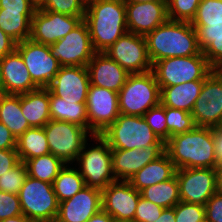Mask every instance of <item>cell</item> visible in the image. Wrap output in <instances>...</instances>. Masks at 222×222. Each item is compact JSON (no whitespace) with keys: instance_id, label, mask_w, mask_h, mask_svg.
Wrapping results in <instances>:
<instances>
[{"instance_id":"obj_24","label":"cell","mask_w":222,"mask_h":222,"mask_svg":"<svg viewBox=\"0 0 222 222\" xmlns=\"http://www.w3.org/2000/svg\"><path fill=\"white\" fill-rule=\"evenodd\" d=\"M20 105L23 116L31 127H44L51 120L47 88L20 94Z\"/></svg>"},{"instance_id":"obj_21","label":"cell","mask_w":222,"mask_h":222,"mask_svg":"<svg viewBox=\"0 0 222 222\" xmlns=\"http://www.w3.org/2000/svg\"><path fill=\"white\" fill-rule=\"evenodd\" d=\"M165 152V145H151L141 149H112L113 173L116 180L128 181L148 163Z\"/></svg>"},{"instance_id":"obj_37","label":"cell","mask_w":222,"mask_h":222,"mask_svg":"<svg viewBox=\"0 0 222 222\" xmlns=\"http://www.w3.org/2000/svg\"><path fill=\"white\" fill-rule=\"evenodd\" d=\"M201 0H168V19L173 21L192 22Z\"/></svg>"},{"instance_id":"obj_56","label":"cell","mask_w":222,"mask_h":222,"mask_svg":"<svg viewBox=\"0 0 222 222\" xmlns=\"http://www.w3.org/2000/svg\"><path fill=\"white\" fill-rule=\"evenodd\" d=\"M0 94H3L2 58H0Z\"/></svg>"},{"instance_id":"obj_29","label":"cell","mask_w":222,"mask_h":222,"mask_svg":"<svg viewBox=\"0 0 222 222\" xmlns=\"http://www.w3.org/2000/svg\"><path fill=\"white\" fill-rule=\"evenodd\" d=\"M35 11H5L0 9V29L17 43L30 39L31 19Z\"/></svg>"},{"instance_id":"obj_15","label":"cell","mask_w":222,"mask_h":222,"mask_svg":"<svg viewBox=\"0 0 222 222\" xmlns=\"http://www.w3.org/2000/svg\"><path fill=\"white\" fill-rule=\"evenodd\" d=\"M88 131L101 134L120 115L118 93L89 85L87 95Z\"/></svg>"},{"instance_id":"obj_28","label":"cell","mask_w":222,"mask_h":222,"mask_svg":"<svg viewBox=\"0 0 222 222\" xmlns=\"http://www.w3.org/2000/svg\"><path fill=\"white\" fill-rule=\"evenodd\" d=\"M50 116L52 120L77 124L88 130L86 103L65 101L49 91Z\"/></svg>"},{"instance_id":"obj_18","label":"cell","mask_w":222,"mask_h":222,"mask_svg":"<svg viewBox=\"0 0 222 222\" xmlns=\"http://www.w3.org/2000/svg\"><path fill=\"white\" fill-rule=\"evenodd\" d=\"M90 85L85 66H61L47 89L65 101L86 103Z\"/></svg>"},{"instance_id":"obj_33","label":"cell","mask_w":222,"mask_h":222,"mask_svg":"<svg viewBox=\"0 0 222 222\" xmlns=\"http://www.w3.org/2000/svg\"><path fill=\"white\" fill-rule=\"evenodd\" d=\"M28 176L53 184L54 179L66 165L61 159L49 153L31 158L25 162Z\"/></svg>"},{"instance_id":"obj_34","label":"cell","mask_w":222,"mask_h":222,"mask_svg":"<svg viewBox=\"0 0 222 222\" xmlns=\"http://www.w3.org/2000/svg\"><path fill=\"white\" fill-rule=\"evenodd\" d=\"M167 140L176 135L192 130L196 125L191 113L182 110L165 107Z\"/></svg>"},{"instance_id":"obj_25","label":"cell","mask_w":222,"mask_h":222,"mask_svg":"<svg viewBox=\"0 0 222 222\" xmlns=\"http://www.w3.org/2000/svg\"><path fill=\"white\" fill-rule=\"evenodd\" d=\"M176 170L174 163L170 160L168 154L164 152L156 160L141 168L128 181L140 192L145 187L173 178Z\"/></svg>"},{"instance_id":"obj_22","label":"cell","mask_w":222,"mask_h":222,"mask_svg":"<svg viewBox=\"0 0 222 222\" xmlns=\"http://www.w3.org/2000/svg\"><path fill=\"white\" fill-rule=\"evenodd\" d=\"M90 84L119 92L129 73L104 52H96L87 65Z\"/></svg>"},{"instance_id":"obj_19","label":"cell","mask_w":222,"mask_h":222,"mask_svg":"<svg viewBox=\"0 0 222 222\" xmlns=\"http://www.w3.org/2000/svg\"><path fill=\"white\" fill-rule=\"evenodd\" d=\"M102 209V190L85 186L59 203L56 222H87Z\"/></svg>"},{"instance_id":"obj_8","label":"cell","mask_w":222,"mask_h":222,"mask_svg":"<svg viewBox=\"0 0 222 222\" xmlns=\"http://www.w3.org/2000/svg\"><path fill=\"white\" fill-rule=\"evenodd\" d=\"M22 213L29 220L53 222L59 202L53 184L28 176L18 193Z\"/></svg>"},{"instance_id":"obj_4","label":"cell","mask_w":222,"mask_h":222,"mask_svg":"<svg viewBox=\"0 0 222 222\" xmlns=\"http://www.w3.org/2000/svg\"><path fill=\"white\" fill-rule=\"evenodd\" d=\"M92 141L94 143H88ZM73 165L79 170L86 186L103 190L116 181L113 173L112 149L100 134H93L85 142Z\"/></svg>"},{"instance_id":"obj_52","label":"cell","mask_w":222,"mask_h":222,"mask_svg":"<svg viewBox=\"0 0 222 222\" xmlns=\"http://www.w3.org/2000/svg\"><path fill=\"white\" fill-rule=\"evenodd\" d=\"M113 218L101 209L98 213L94 214L87 222H112Z\"/></svg>"},{"instance_id":"obj_40","label":"cell","mask_w":222,"mask_h":222,"mask_svg":"<svg viewBox=\"0 0 222 222\" xmlns=\"http://www.w3.org/2000/svg\"><path fill=\"white\" fill-rule=\"evenodd\" d=\"M142 117L156 136L165 143L167 141L165 106L160 103L149 109Z\"/></svg>"},{"instance_id":"obj_2","label":"cell","mask_w":222,"mask_h":222,"mask_svg":"<svg viewBox=\"0 0 222 222\" xmlns=\"http://www.w3.org/2000/svg\"><path fill=\"white\" fill-rule=\"evenodd\" d=\"M144 37L152 65L166 58L203 55L191 22L168 19Z\"/></svg>"},{"instance_id":"obj_17","label":"cell","mask_w":222,"mask_h":222,"mask_svg":"<svg viewBox=\"0 0 222 222\" xmlns=\"http://www.w3.org/2000/svg\"><path fill=\"white\" fill-rule=\"evenodd\" d=\"M140 197L129 181L116 180L102 190V209L113 219L133 222Z\"/></svg>"},{"instance_id":"obj_12","label":"cell","mask_w":222,"mask_h":222,"mask_svg":"<svg viewBox=\"0 0 222 222\" xmlns=\"http://www.w3.org/2000/svg\"><path fill=\"white\" fill-rule=\"evenodd\" d=\"M16 50L20 53L32 81L39 88H47L61 68L50 51V46L26 39L18 42Z\"/></svg>"},{"instance_id":"obj_23","label":"cell","mask_w":222,"mask_h":222,"mask_svg":"<svg viewBox=\"0 0 222 222\" xmlns=\"http://www.w3.org/2000/svg\"><path fill=\"white\" fill-rule=\"evenodd\" d=\"M2 79L4 94L20 95L39 89L16 49L2 58Z\"/></svg>"},{"instance_id":"obj_49","label":"cell","mask_w":222,"mask_h":222,"mask_svg":"<svg viewBox=\"0 0 222 222\" xmlns=\"http://www.w3.org/2000/svg\"><path fill=\"white\" fill-rule=\"evenodd\" d=\"M197 35H222V24L218 25H192Z\"/></svg>"},{"instance_id":"obj_59","label":"cell","mask_w":222,"mask_h":222,"mask_svg":"<svg viewBox=\"0 0 222 222\" xmlns=\"http://www.w3.org/2000/svg\"><path fill=\"white\" fill-rule=\"evenodd\" d=\"M27 222H45V221H41V220H28Z\"/></svg>"},{"instance_id":"obj_39","label":"cell","mask_w":222,"mask_h":222,"mask_svg":"<svg viewBox=\"0 0 222 222\" xmlns=\"http://www.w3.org/2000/svg\"><path fill=\"white\" fill-rule=\"evenodd\" d=\"M85 0H46L39 8L69 16H85Z\"/></svg>"},{"instance_id":"obj_46","label":"cell","mask_w":222,"mask_h":222,"mask_svg":"<svg viewBox=\"0 0 222 222\" xmlns=\"http://www.w3.org/2000/svg\"><path fill=\"white\" fill-rule=\"evenodd\" d=\"M32 0H0V9L5 11H36Z\"/></svg>"},{"instance_id":"obj_13","label":"cell","mask_w":222,"mask_h":222,"mask_svg":"<svg viewBox=\"0 0 222 222\" xmlns=\"http://www.w3.org/2000/svg\"><path fill=\"white\" fill-rule=\"evenodd\" d=\"M104 53L116 61L129 74L144 73L152 70L146 39L143 35L126 32Z\"/></svg>"},{"instance_id":"obj_50","label":"cell","mask_w":222,"mask_h":222,"mask_svg":"<svg viewBox=\"0 0 222 222\" xmlns=\"http://www.w3.org/2000/svg\"><path fill=\"white\" fill-rule=\"evenodd\" d=\"M214 142L217 165H222V128L214 129Z\"/></svg>"},{"instance_id":"obj_51","label":"cell","mask_w":222,"mask_h":222,"mask_svg":"<svg viewBox=\"0 0 222 222\" xmlns=\"http://www.w3.org/2000/svg\"><path fill=\"white\" fill-rule=\"evenodd\" d=\"M175 206L172 208H164L161 215L154 222H175Z\"/></svg>"},{"instance_id":"obj_26","label":"cell","mask_w":222,"mask_h":222,"mask_svg":"<svg viewBox=\"0 0 222 222\" xmlns=\"http://www.w3.org/2000/svg\"><path fill=\"white\" fill-rule=\"evenodd\" d=\"M203 83L204 80H193L174 86L160 87V103L165 107L182 109L191 113Z\"/></svg>"},{"instance_id":"obj_45","label":"cell","mask_w":222,"mask_h":222,"mask_svg":"<svg viewBox=\"0 0 222 222\" xmlns=\"http://www.w3.org/2000/svg\"><path fill=\"white\" fill-rule=\"evenodd\" d=\"M20 162L17 149H0V176Z\"/></svg>"},{"instance_id":"obj_16","label":"cell","mask_w":222,"mask_h":222,"mask_svg":"<svg viewBox=\"0 0 222 222\" xmlns=\"http://www.w3.org/2000/svg\"><path fill=\"white\" fill-rule=\"evenodd\" d=\"M180 201L205 206L217 192L215 168H180L176 170Z\"/></svg>"},{"instance_id":"obj_38","label":"cell","mask_w":222,"mask_h":222,"mask_svg":"<svg viewBox=\"0 0 222 222\" xmlns=\"http://www.w3.org/2000/svg\"><path fill=\"white\" fill-rule=\"evenodd\" d=\"M27 177L26 164L20 161L16 166L0 176V191L18 195Z\"/></svg>"},{"instance_id":"obj_9","label":"cell","mask_w":222,"mask_h":222,"mask_svg":"<svg viewBox=\"0 0 222 222\" xmlns=\"http://www.w3.org/2000/svg\"><path fill=\"white\" fill-rule=\"evenodd\" d=\"M44 131L50 153L65 164L76 162L85 142L92 136L86 128L77 124L52 119L44 126Z\"/></svg>"},{"instance_id":"obj_36","label":"cell","mask_w":222,"mask_h":222,"mask_svg":"<svg viewBox=\"0 0 222 222\" xmlns=\"http://www.w3.org/2000/svg\"><path fill=\"white\" fill-rule=\"evenodd\" d=\"M192 25L222 24V0H201Z\"/></svg>"},{"instance_id":"obj_48","label":"cell","mask_w":222,"mask_h":222,"mask_svg":"<svg viewBox=\"0 0 222 222\" xmlns=\"http://www.w3.org/2000/svg\"><path fill=\"white\" fill-rule=\"evenodd\" d=\"M17 42L0 29V58L13 52Z\"/></svg>"},{"instance_id":"obj_30","label":"cell","mask_w":222,"mask_h":222,"mask_svg":"<svg viewBox=\"0 0 222 222\" xmlns=\"http://www.w3.org/2000/svg\"><path fill=\"white\" fill-rule=\"evenodd\" d=\"M17 153L20 161L50 153L44 127H31L17 139Z\"/></svg>"},{"instance_id":"obj_11","label":"cell","mask_w":222,"mask_h":222,"mask_svg":"<svg viewBox=\"0 0 222 222\" xmlns=\"http://www.w3.org/2000/svg\"><path fill=\"white\" fill-rule=\"evenodd\" d=\"M52 56L61 66H85L95 55L88 25L83 20L62 39L50 45Z\"/></svg>"},{"instance_id":"obj_47","label":"cell","mask_w":222,"mask_h":222,"mask_svg":"<svg viewBox=\"0 0 222 222\" xmlns=\"http://www.w3.org/2000/svg\"><path fill=\"white\" fill-rule=\"evenodd\" d=\"M17 139L11 131L0 122V149H16Z\"/></svg>"},{"instance_id":"obj_6","label":"cell","mask_w":222,"mask_h":222,"mask_svg":"<svg viewBox=\"0 0 222 222\" xmlns=\"http://www.w3.org/2000/svg\"><path fill=\"white\" fill-rule=\"evenodd\" d=\"M111 149H141L151 145H165L142 116L120 114L119 117L100 134Z\"/></svg>"},{"instance_id":"obj_53","label":"cell","mask_w":222,"mask_h":222,"mask_svg":"<svg viewBox=\"0 0 222 222\" xmlns=\"http://www.w3.org/2000/svg\"><path fill=\"white\" fill-rule=\"evenodd\" d=\"M216 170V181H217V192L222 194V165H217Z\"/></svg>"},{"instance_id":"obj_3","label":"cell","mask_w":222,"mask_h":222,"mask_svg":"<svg viewBox=\"0 0 222 222\" xmlns=\"http://www.w3.org/2000/svg\"><path fill=\"white\" fill-rule=\"evenodd\" d=\"M84 20L96 52H104L128 32L124 0H90Z\"/></svg>"},{"instance_id":"obj_42","label":"cell","mask_w":222,"mask_h":222,"mask_svg":"<svg viewBox=\"0 0 222 222\" xmlns=\"http://www.w3.org/2000/svg\"><path fill=\"white\" fill-rule=\"evenodd\" d=\"M163 207L144 199L139 198L133 222H154L163 211Z\"/></svg>"},{"instance_id":"obj_5","label":"cell","mask_w":222,"mask_h":222,"mask_svg":"<svg viewBox=\"0 0 222 222\" xmlns=\"http://www.w3.org/2000/svg\"><path fill=\"white\" fill-rule=\"evenodd\" d=\"M161 89L153 71L129 74L118 92L119 111L123 115L143 116L160 104Z\"/></svg>"},{"instance_id":"obj_54","label":"cell","mask_w":222,"mask_h":222,"mask_svg":"<svg viewBox=\"0 0 222 222\" xmlns=\"http://www.w3.org/2000/svg\"><path fill=\"white\" fill-rule=\"evenodd\" d=\"M28 220L29 219L24 214H21V215L7 218V219L2 220L0 222H27Z\"/></svg>"},{"instance_id":"obj_35","label":"cell","mask_w":222,"mask_h":222,"mask_svg":"<svg viewBox=\"0 0 222 222\" xmlns=\"http://www.w3.org/2000/svg\"><path fill=\"white\" fill-rule=\"evenodd\" d=\"M198 45L213 69H222V35H197Z\"/></svg>"},{"instance_id":"obj_41","label":"cell","mask_w":222,"mask_h":222,"mask_svg":"<svg viewBox=\"0 0 222 222\" xmlns=\"http://www.w3.org/2000/svg\"><path fill=\"white\" fill-rule=\"evenodd\" d=\"M175 222H202L205 220L203 205L180 201L175 205Z\"/></svg>"},{"instance_id":"obj_32","label":"cell","mask_w":222,"mask_h":222,"mask_svg":"<svg viewBox=\"0 0 222 222\" xmlns=\"http://www.w3.org/2000/svg\"><path fill=\"white\" fill-rule=\"evenodd\" d=\"M85 186L83 177L73 164H66L53 182L54 193L59 203L70 199Z\"/></svg>"},{"instance_id":"obj_7","label":"cell","mask_w":222,"mask_h":222,"mask_svg":"<svg viewBox=\"0 0 222 222\" xmlns=\"http://www.w3.org/2000/svg\"><path fill=\"white\" fill-rule=\"evenodd\" d=\"M213 70L204 55L166 58L152 65V71L160 87L205 80Z\"/></svg>"},{"instance_id":"obj_55","label":"cell","mask_w":222,"mask_h":222,"mask_svg":"<svg viewBox=\"0 0 222 222\" xmlns=\"http://www.w3.org/2000/svg\"><path fill=\"white\" fill-rule=\"evenodd\" d=\"M168 0H124V2L143 3V2H167Z\"/></svg>"},{"instance_id":"obj_58","label":"cell","mask_w":222,"mask_h":222,"mask_svg":"<svg viewBox=\"0 0 222 222\" xmlns=\"http://www.w3.org/2000/svg\"><path fill=\"white\" fill-rule=\"evenodd\" d=\"M112 222H132V221H124V220H116V219H113Z\"/></svg>"},{"instance_id":"obj_31","label":"cell","mask_w":222,"mask_h":222,"mask_svg":"<svg viewBox=\"0 0 222 222\" xmlns=\"http://www.w3.org/2000/svg\"><path fill=\"white\" fill-rule=\"evenodd\" d=\"M141 196L163 208H172L180 202L179 183L176 175L166 181L145 187Z\"/></svg>"},{"instance_id":"obj_43","label":"cell","mask_w":222,"mask_h":222,"mask_svg":"<svg viewBox=\"0 0 222 222\" xmlns=\"http://www.w3.org/2000/svg\"><path fill=\"white\" fill-rule=\"evenodd\" d=\"M21 214L18 195L0 191V221Z\"/></svg>"},{"instance_id":"obj_27","label":"cell","mask_w":222,"mask_h":222,"mask_svg":"<svg viewBox=\"0 0 222 222\" xmlns=\"http://www.w3.org/2000/svg\"><path fill=\"white\" fill-rule=\"evenodd\" d=\"M0 122L11 131L16 139L31 128L23 116L20 95L0 94Z\"/></svg>"},{"instance_id":"obj_1","label":"cell","mask_w":222,"mask_h":222,"mask_svg":"<svg viewBox=\"0 0 222 222\" xmlns=\"http://www.w3.org/2000/svg\"><path fill=\"white\" fill-rule=\"evenodd\" d=\"M165 152L180 168H215L214 129L195 126L192 130L170 137L165 142Z\"/></svg>"},{"instance_id":"obj_57","label":"cell","mask_w":222,"mask_h":222,"mask_svg":"<svg viewBox=\"0 0 222 222\" xmlns=\"http://www.w3.org/2000/svg\"><path fill=\"white\" fill-rule=\"evenodd\" d=\"M32 1L37 7H40L46 0H32Z\"/></svg>"},{"instance_id":"obj_44","label":"cell","mask_w":222,"mask_h":222,"mask_svg":"<svg viewBox=\"0 0 222 222\" xmlns=\"http://www.w3.org/2000/svg\"><path fill=\"white\" fill-rule=\"evenodd\" d=\"M205 220L207 222H222V194L215 192L207 201Z\"/></svg>"},{"instance_id":"obj_10","label":"cell","mask_w":222,"mask_h":222,"mask_svg":"<svg viewBox=\"0 0 222 222\" xmlns=\"http://www.w3.org/2000/svg\"><path fill=\"white\" fill-rule=\"evenodd\" d=\"M191 115L196 126L222 128V70L206 77Z\"/></svg>"},{"instance_id":"obj_20","label":"cell","mask_w":222,"mask_h":222,"mask_svg":"<svg viewBox=\"0 0 222 222\" xmlns=\"http://www.w3.org/2000/svg\"><path fill=\"white\" fill-rule=\"evenodd\" d=\"M128 32L143 35L168 20L167 2H125Z\"/></svg>"},{"instance_id":"obj_14","label":"cell","mask_w":222,"mask_h":222,"mask_svg":"<svg viewBox=\"0 0 222 222\" xmlns=\"http://www.w3.org/2000/svg\"><path fill=\"white\" fill-rule=\"evenodd\" d=\"M84 17L69 16L38 7L31 19L30 39L50 46L76 28L84 20Z\"/></svg>"}]
</instances>
